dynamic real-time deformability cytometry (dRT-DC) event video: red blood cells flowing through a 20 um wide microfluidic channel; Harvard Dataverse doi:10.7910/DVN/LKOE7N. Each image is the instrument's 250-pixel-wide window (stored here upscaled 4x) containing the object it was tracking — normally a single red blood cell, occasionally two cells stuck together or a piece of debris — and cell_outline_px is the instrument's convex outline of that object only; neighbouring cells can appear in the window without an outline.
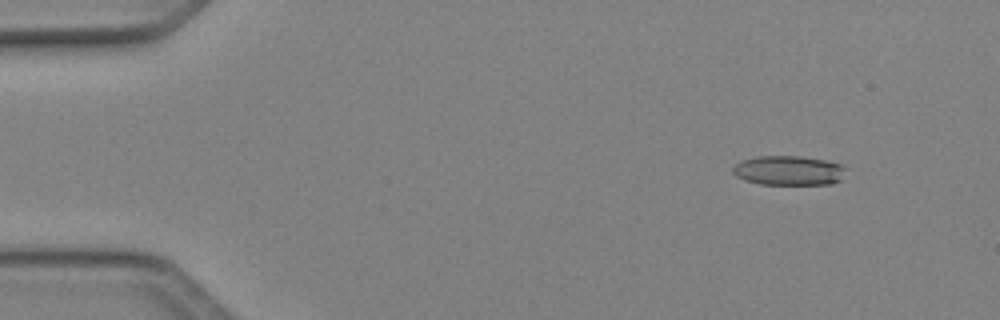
{"species": "Egyptian fruit bat (a non-hibernating species)", "species_latin": "Rousettus aegyptiacus", "temperature_condition": "cold", "stored_images_in_passage": 50, "camera_frame_rate_fps": 3000, "um_per_image_px": 0.085, "animal": {"sex": "female"}, "frame": {"image": 1, "passage_image": 6, "time_ms": 1.667, "image_size_px": [1000, 320], "cell_outline_px": [[848, 168], [840, 180], [832, 184], [760, 184], [744, 180], [736, 176], [732, 172], [732, 168], [740, 160], [756, 156], [800, 156], [824, 160], [840, 164]], "centroid_in_image_um": [67.03, 14.49], "position_along_channel_um": 18.0, "area_um2": 19.59}}
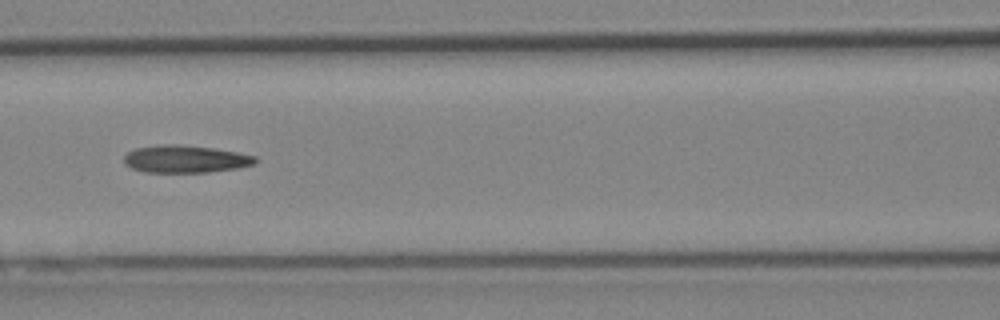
{"frame": {"image": 2, "passage_image": 23, "time_ms": 7.333, "image_size_px": [1000, 320], "cell_outline_px": [[256, 164], [240, 168], [208, 172], [144, 172], [132, 168], [124, 164], [124, 156], [128, 152], [136, 148], [160, 144], [176, 144], [212, 148], [236, 152], [256, 156]], "centroid_in_image_um": [15.76, 13.52], "position_along_channel_um": 150.8, "area_um2": 21.04}}
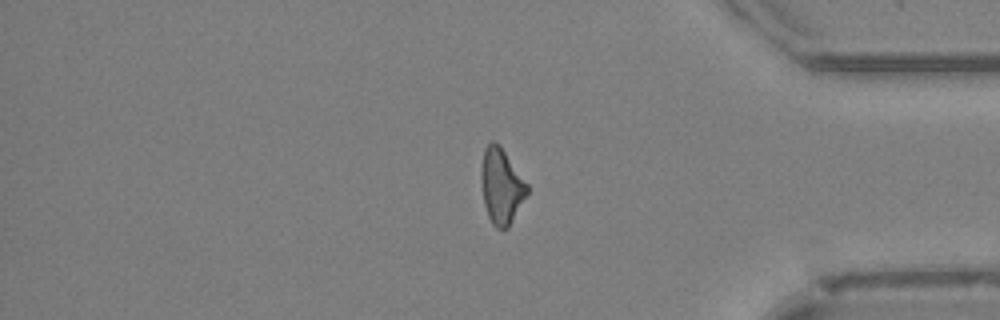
{"frame": {"image": 3, "passage_image": 42, "time_ms": 13.667, "image_size_px": [1000, 320], "cell_outline_px": [[528, 192], [508, 228], [496, 228], [492, 224], [488, 216], [484, 204], [480, 180], [480, 172], [484, 148], [492, 140], [500, 144], [528, 184]], "centroid_in_image_um": [42.6, 15.79], "position_along_channel_um": 392.6, "area_um2": 20.29}, "authors_computed_cell_mechanics": {"area_um2": 20.3456, "velocity_mm_per_s": 4.1685, "shape_relaxation_time_tau1_ms": null, "shape_relaxation_time_tau2_ms": 5.9994, "deformation_change_tau1": null, "deformation_change_tau2": 0.1934}}